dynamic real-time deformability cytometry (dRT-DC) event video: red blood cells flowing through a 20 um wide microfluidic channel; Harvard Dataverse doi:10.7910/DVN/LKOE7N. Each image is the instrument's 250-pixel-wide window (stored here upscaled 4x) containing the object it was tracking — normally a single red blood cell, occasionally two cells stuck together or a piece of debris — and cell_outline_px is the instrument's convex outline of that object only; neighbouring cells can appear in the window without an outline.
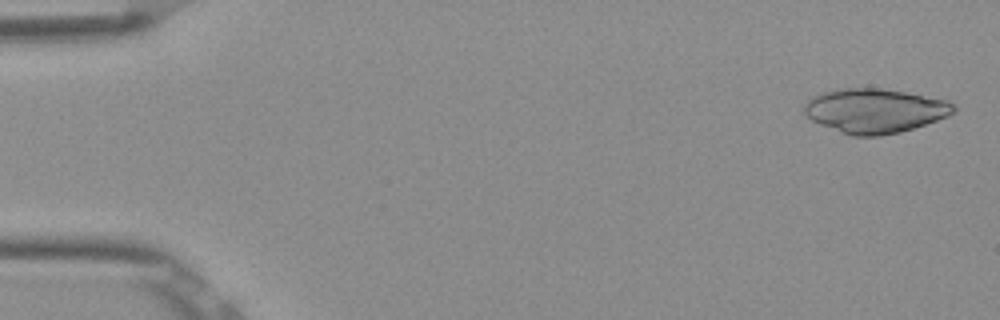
{"species": "Egyptian fruit bat (a non-hibernating species)", "species_latin": "Rousettus aegyptiacus", "temperature_condition": "room temperature", "stored_images_in_passage": 3, "camera_frame_rate_fps": 3000, "um_per_image_px": 0.085, "frame": {"image": 1, "passage_image": 1, "time_ms": 0.0, "image_size_px": [1000, 320], "cell_outline_px": [[956, 108], [948, 116], [900, 132], [880, 136], [852, 136], [840, 132], [820, 124], [812, 120], [804, 112], [804, 104], [812, 96], [824, 92], [844, 88], [880, 88], [904, 92], [948, 100], [956, 104]], "centroid_in_image_um": [74.35, 9.41], "position_along_channel_um": 10.6, "area_um2": 38.38}}